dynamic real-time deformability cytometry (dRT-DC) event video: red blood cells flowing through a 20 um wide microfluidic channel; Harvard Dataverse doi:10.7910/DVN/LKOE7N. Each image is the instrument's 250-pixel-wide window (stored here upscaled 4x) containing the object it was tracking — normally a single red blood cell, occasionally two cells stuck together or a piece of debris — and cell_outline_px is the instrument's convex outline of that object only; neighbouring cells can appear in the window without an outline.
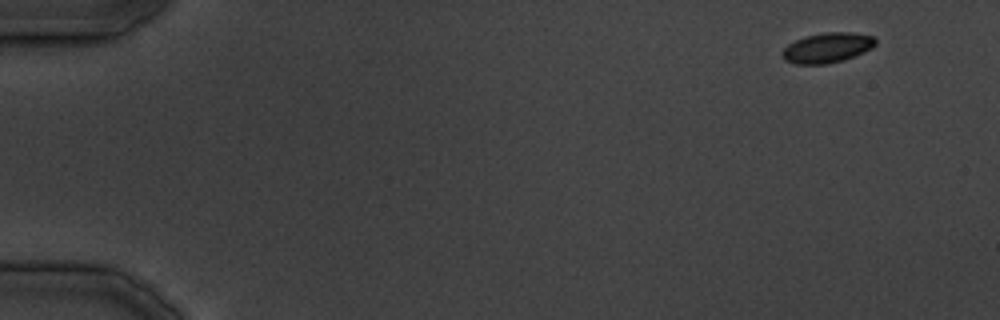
{"species": "common noctule bat (a hibernating species)", "species_latin": "Nyctalus noctula", "temperature_condition": "cold", "stored_images_in_passage": 36, "camera_frame_rate_fps": 3000, "um_per_image_px": 0.085, "animal": {"sex": "male", "body_mass_g": 19.5, "forearm_length_mm": 54.6}, "frame": {"image": 1, "passage_image": 1, "time_ms": 0.0, "image_size_px": [1000, 320], "cell_outline_px": [[876, 44], [872, 48], [864, 52], [844, 60], [828, 64], [796, 64], [784, 60], [780, 52], [788, 44], [804, 36], [824, 32], [852, 32], [872, 36], [876, 40]], "centroid_in_image_um": [70.3, 4.06], "position_along_channel_um": 14.7, "area_um2": 16.47}}
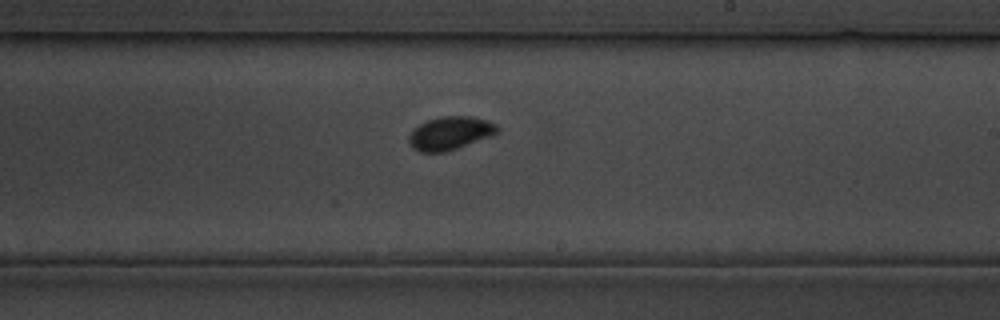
{"frame": {"image": 2, "passage_image": 21, "time_ms": 24.667, "image_size_px": [1000, 320], "cell_outline_px": [[500, 128], [492, 136], [444, 152], [420, 152], [412, 148], [408, 144], [408, 136], [420, 124], [428, 120], [440, 116], [472, 116], [496, 124]], "centroid_in_image_um": [38.24, 11.32], "position_along_channel_um": 250.8, "area_um2": 16.99}}
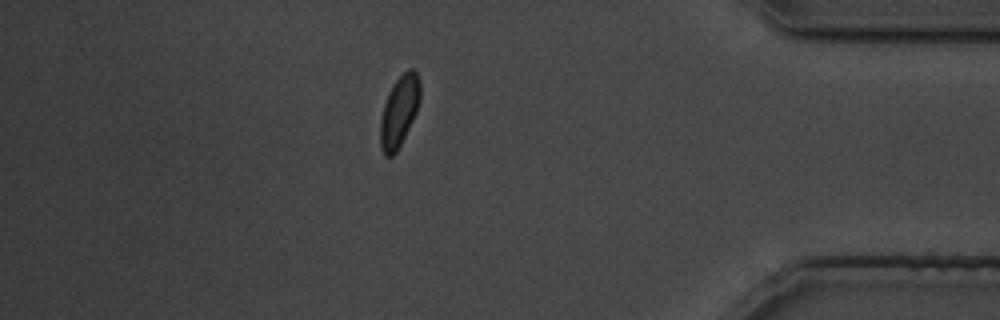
{"frame": {"image": 3, "passage_image": 31, "time_ms": 37.0, "image_size_px": [1000, 320], "cell_outline_px": [[420, 100], [416, 112], [396, 152], [392, 156], [384, 156], [380, 148], [380, 120], [384, 104], [388, 92], [392, 84], [408, 68], [412, 68], [416, 72], [420, 80]], "centroid_in_image_um": [33.92, 9.44], "position_along_channel_um": 401.3, "area_um2": 16.42}}